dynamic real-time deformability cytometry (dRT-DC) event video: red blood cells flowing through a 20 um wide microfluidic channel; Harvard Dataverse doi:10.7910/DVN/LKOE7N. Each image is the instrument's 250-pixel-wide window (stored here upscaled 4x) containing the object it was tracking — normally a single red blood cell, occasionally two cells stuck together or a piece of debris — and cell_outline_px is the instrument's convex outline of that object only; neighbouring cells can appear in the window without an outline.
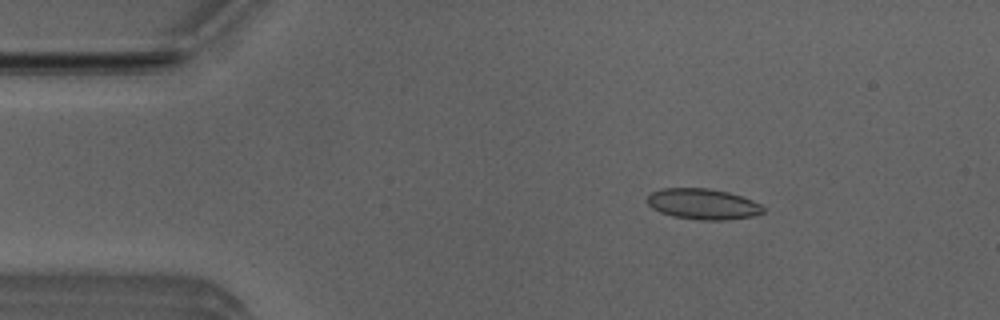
{"species": "Egyptian fruit bat (a non-hibernating species)", "species_latin": "Rousettus aegyptiacus", "temperature_condition": "room temperature", "stored_images_in_passage": 4, "camera_frame_rate_fps": 3000, "um_per_image_px": 0.085, "animal": {"sex": "male"}, "frame": {"image": 1, "passage_image": 2, "time_ms": 0.333, "image_size_px": [1000, 320], "cell_outline_px": [[764, 212], [752, 216], [724, 220], [700, 220], [672, 216], [660, 212], [652, 208], [648, 204], [648, 196], [652, 192], [660, 188], [708, 188], [728, 192], [752, 200], [760, 204], [764, 208]], "centroid_in_image_um": [59.73, 17.34], "position_along_channel_um": 25.3, "area_um2": 20.69}}
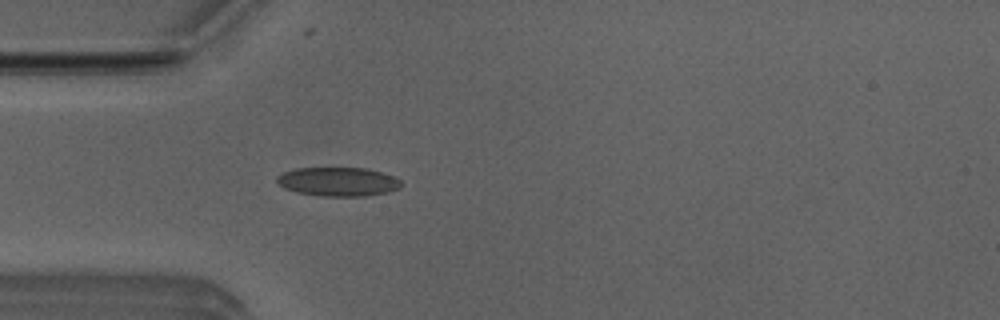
{"frame": {"image": 2, "passage_image": 4, "time_ms": 1.0, "image_size_px": [1000, 320], "cell_outline_px": [[400, 188], [388, 192], [368, 196], [320, 196], [296, 192], [284, 188], [276, 180], [276, 176], [284, 172], [296, 168], [368, 168], [396, 176], [400, 180]], "centroid_in_image_um": [28.76, 15.44], "position_along_channel_um": 56.2, "area_um2": 21.1}}